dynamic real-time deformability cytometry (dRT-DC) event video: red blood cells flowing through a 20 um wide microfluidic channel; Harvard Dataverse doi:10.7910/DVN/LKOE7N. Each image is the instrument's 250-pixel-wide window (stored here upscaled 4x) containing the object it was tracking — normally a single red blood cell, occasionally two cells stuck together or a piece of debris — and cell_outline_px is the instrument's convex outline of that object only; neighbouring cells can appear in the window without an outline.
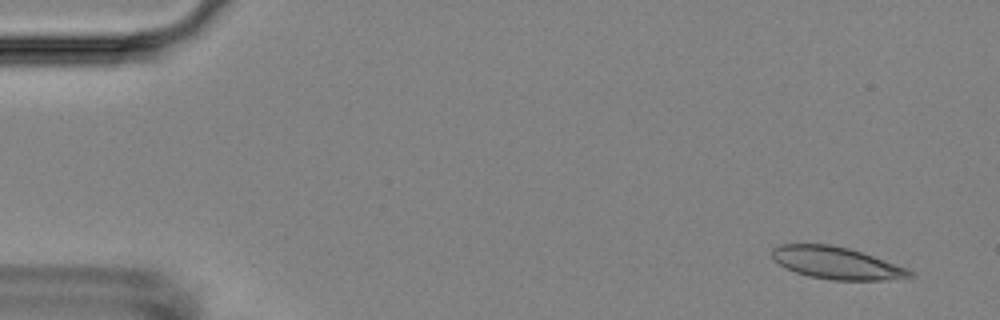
{"species": "Egyptian fruit bat (a non-hibernating species)", "species_latin": "Rousettus aegyptiacus", "temperature_condition": "room temperature", "stored_images_in_passage": 4, "camera_frame_rate_fps": 3000, "um_per_image_px": 0.085, "animal": {"sex": "female"}, "frame": {"image": 1, "passage_image": 1, "time_ms": 0.0, "image_size_px": [1000, 320], "cell_outline_px": [[916, 276], [884, 280], [832, 280], [808, 276], [796, 272], [780, 264], [772, 256], [772, 248], [776, 244], [832, 244], [848, 248], [908, 268]], "centroid_in_image_um": [71.1, 22.35], "position_along_channel_um": 13.9, "area_um2": 25.61}}
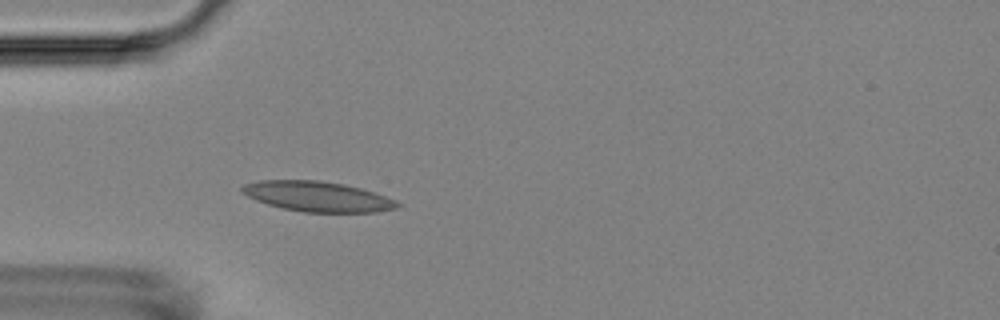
{"frame": {"image": 2, "passage_image": 4, "time_ms": 4.333, "image_size_px": [1000, 320], "cell_outline_px": [[404, 204], [396, 208], [376, 212], [304, 212], [280, 208], [256, 200], [240, 192], [240, 188], [244, 184], [260, 180], [320, 180], [344, 184], [360, 188], [396, 200]], "centroid_in_image_um": [26.97, 16.7], "position_along_channel_um": 58.0, "area_um2": 27.34}}